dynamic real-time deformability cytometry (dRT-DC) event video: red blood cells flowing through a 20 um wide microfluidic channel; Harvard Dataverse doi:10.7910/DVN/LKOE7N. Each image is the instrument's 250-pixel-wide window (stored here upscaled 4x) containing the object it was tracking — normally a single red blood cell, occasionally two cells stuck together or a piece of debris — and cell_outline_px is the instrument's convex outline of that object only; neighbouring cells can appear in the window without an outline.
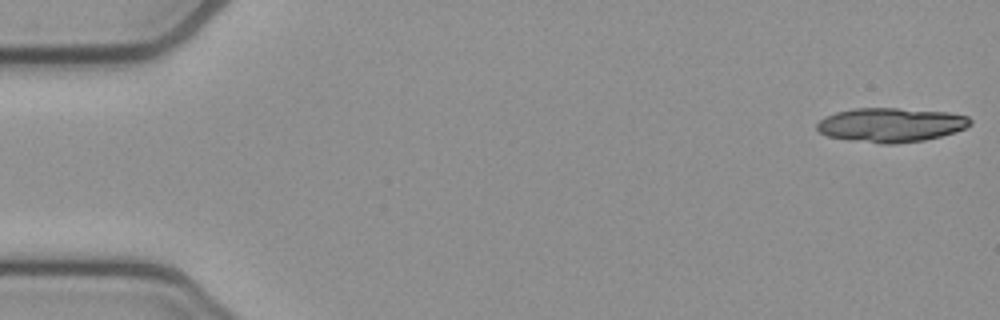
{"species": "common noctule bat (a hibernating species)", "species_latin": "Nyctalus noctula", "temperature_condition": "cold", "stored_images_in_passage": 18, "camera_frame_rate_fps": 3000, "um_per_image_px": 0.085, "animal": {"sex": "female", "body_mass_g": 21.9}, "frame": {"image": 1, "passage_image": 1, "time_ms": 0.0, "image_size_px": [1000, 320], "cell_outline_px": [[972, 124], [964, 128], [940, 136], [924, 140], [896, 144], [880, 144], [828, 136], [820, 132], [816, 128], [816, 124], [824, 116], [836, 112], [852, 108], [900, 108], [948, 112], [968, 116], [972, 120]], "centroid_in_image_um": [75.72, 10.6], "position_along_channel_um": 9.3, "area_um2": 30.58}}